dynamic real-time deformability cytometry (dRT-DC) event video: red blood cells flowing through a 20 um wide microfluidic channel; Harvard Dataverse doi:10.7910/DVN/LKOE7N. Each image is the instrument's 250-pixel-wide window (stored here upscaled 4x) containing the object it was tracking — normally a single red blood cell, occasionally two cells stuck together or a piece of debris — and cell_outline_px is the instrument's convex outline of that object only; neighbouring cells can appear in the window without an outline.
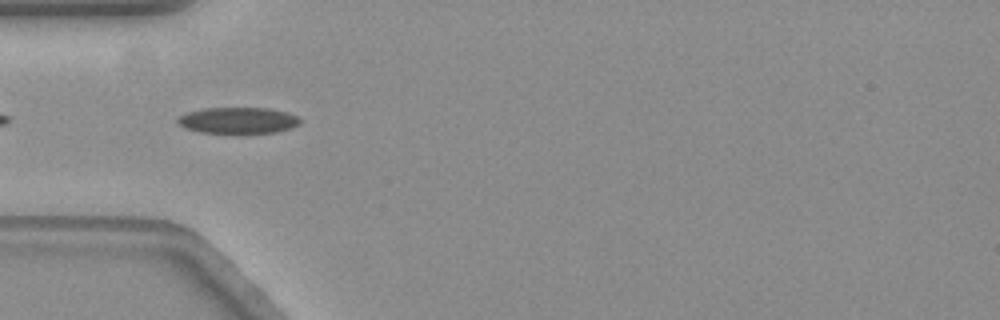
{"species": "common noctule bat (a hibernating species)", "species_latin": "Nyctalus noctula", "temperature_condition": "warm", "stored_images_in_passage": 7, "camera_frame_rate_fps": 3000, "um_per_image_px": 0.085, "animal": {"sex": "female", "body_mass_g": 19.3, "forearm_length_mm": 54.1}, "frame": {"image": 1, "passage_image": 3, "time_ms": 0.667, "image_size_px": [1000, 320], "cell_outline_px": [[300, 120], [296, 124], [288, 128], [276, 132], [236, 136], [200, 132], [184, 128], [176, 120], [180, 116], [188, 112], [204, 108], [268, 108], [284, 112], [296, 116]], "centroid_in_image_um": [20.17, 10.28], "position_along_channel_um": 64.8, "area_um2": 19.19}}